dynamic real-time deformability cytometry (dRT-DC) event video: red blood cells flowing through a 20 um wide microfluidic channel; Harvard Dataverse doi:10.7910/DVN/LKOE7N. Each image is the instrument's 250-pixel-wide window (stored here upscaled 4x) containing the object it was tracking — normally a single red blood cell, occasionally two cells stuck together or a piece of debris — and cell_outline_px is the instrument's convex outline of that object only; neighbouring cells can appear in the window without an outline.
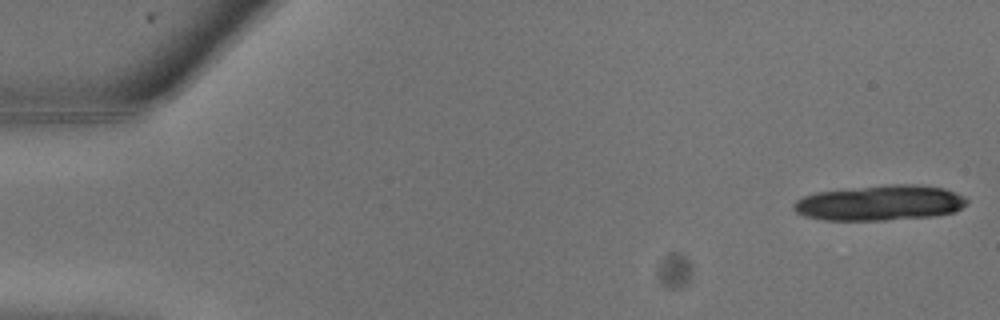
{"species": "common noctule bat (a hibernating species)", "species_latin": "Nyctalus noctula", "temperature_condition": "warm", "stored_images_in_passage": 9, "camera_frame_rate_fps": 3000, "um_per_image_px": 0.085, "animal": {"sex": "male", "body_mass_g": 13.3}, "frame": {"image": 1, "passage_image": 1, "time_ms": 0.0, "image_size_px": [1000, 320], "cell_outline_px": [[968, 200], [956, 212], [936, 216], [884, 220], [824, 220], [804, 216], [796, 212], [792, 208], [792, 204], [796, 200], [804, 196], [816, 192], [888, 184], [920, 184], [944, 188], [964, 196]], "centroid_in_image_um": [74.79, 17.24], "position_along_channel_um": 10.2, "area_um2": 35.84}}